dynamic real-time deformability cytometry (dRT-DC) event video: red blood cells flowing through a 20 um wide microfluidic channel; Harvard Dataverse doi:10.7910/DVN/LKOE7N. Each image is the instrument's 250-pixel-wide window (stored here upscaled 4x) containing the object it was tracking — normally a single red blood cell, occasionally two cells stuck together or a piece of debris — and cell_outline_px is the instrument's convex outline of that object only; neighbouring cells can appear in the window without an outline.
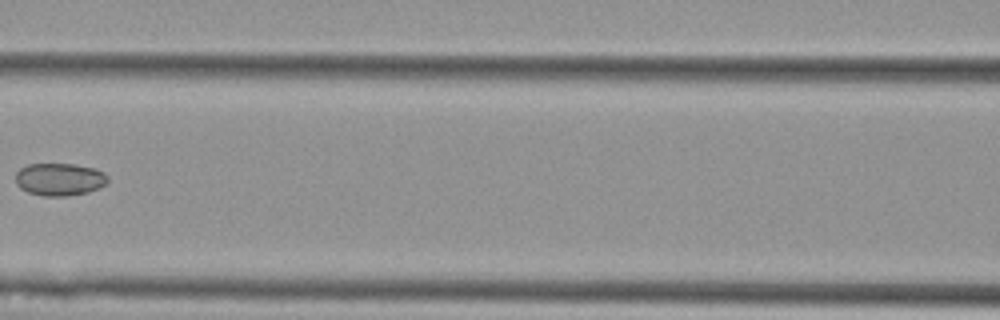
{"species": "Egyptian fruit bat (a non-hibernating species)", "species_latin": "Rousettus aegyptiacus", "temperature_condition": "cold", "stored_images_in_passage": 8, "camera_frame_rate_fps": 3000, "um_per_image_px": 0.085, "animal": {"sex": "female"}, "frame": {"image": 1, "passage_image": 7, "time_ms": 2.0, "image_size_px": [1000, 320], "cell_outline_px": [[108, 180], [100, 188], [88, 192], [68, 196], [44, 196], [28, 192], [20, 188], [16, 184], [16, 172], [20, 168], [28, 164], [76, 164], [96, 168], [104, 172], [108, 176]], "centroid_in_image_um": [5.07, 15.24], "position_along_channel_um": 161.5, "area_um2": 17.69}}
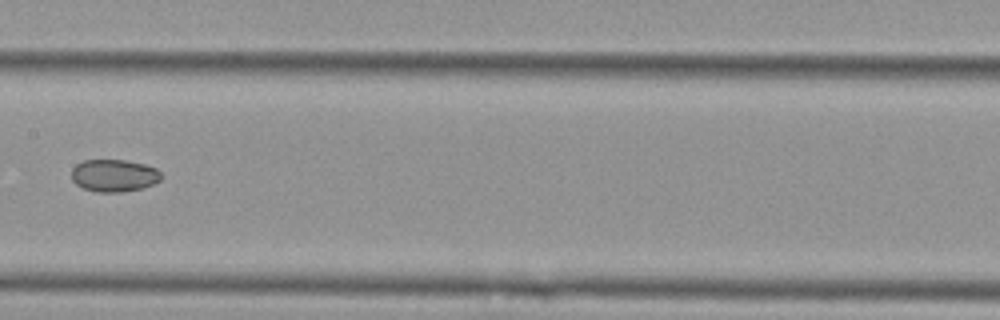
{"frame": {"image": 2, "passage_image": 8, "time_ms": 2.333, "image_size_px": [1000, 320], "cell_outline_px": [[160, 180], [152, 184], [140, 188], [120, 192], [96, 192], [84, 188], [76, 184], [72, 180], [72, 168], [76, 164], [84, 160], [124, 160], [144, 164], [156, 168], [160, 172]], "centroid_in_image_um": [9.66, 14.91], "position_along_channel_um": 197.7, "area_um2": 16.76}}